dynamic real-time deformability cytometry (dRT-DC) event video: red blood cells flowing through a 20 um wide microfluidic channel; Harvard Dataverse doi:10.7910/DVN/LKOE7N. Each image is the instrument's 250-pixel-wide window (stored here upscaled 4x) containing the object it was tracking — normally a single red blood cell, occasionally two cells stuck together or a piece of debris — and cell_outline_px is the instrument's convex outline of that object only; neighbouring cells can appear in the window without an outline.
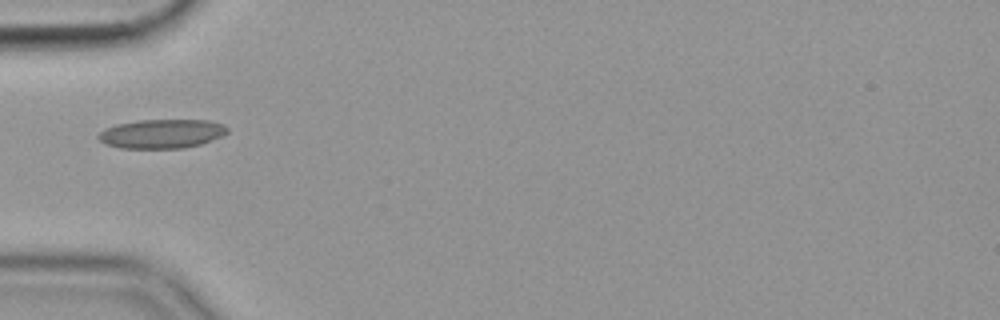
{"species": "common noctule bat (a hibernating species)", "species_latin": "Nyctalus noctula", "temperature_condition": "cold", "stored_images_in_passage": 39, "camera_frame_rate_fps": 3000, "um_per_image_px": 0.085, "animal": {"sex": "female", "body_mass_g": 19.9}, "frame": {"image": 1, "passage_image": 1, "time_ms": 0.0, "image_size_px": [1000, 320], "cell_outline_px": [[228, 132], [224, 136], [200, 144], [184, 148], [120, 148], [104, 144], [96, 136], [104, 128], [116, 124], [140, 120], [212, 120], [224, 124], [228, 128]], "centroid_in_image_um": [13.76, 11.36], "position_along_channel_um": 71.2, "area_um2": 22.08}, "authors_computed_cell_mechanics": {"area_um2": 20.1722, "velocity_mm_per_s": 3.5573, "shape_relaxation_time_tau1_ms": null, "shape_relaxation_time_tau2_ms": 2.3315, "deformation_change_tau1": null, "deformation_change_tau2": 0.0671}}